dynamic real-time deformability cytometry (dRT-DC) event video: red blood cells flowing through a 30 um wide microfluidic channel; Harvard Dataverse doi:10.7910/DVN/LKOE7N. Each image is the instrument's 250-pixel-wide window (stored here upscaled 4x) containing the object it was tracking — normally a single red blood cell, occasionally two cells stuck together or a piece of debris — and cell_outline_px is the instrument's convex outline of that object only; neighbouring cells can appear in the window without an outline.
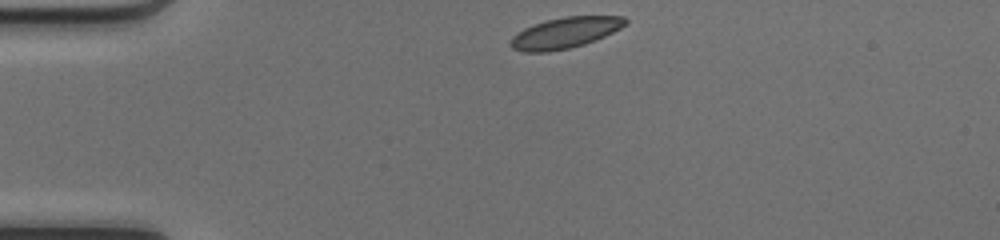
{"species": "common noctule bat (a hibernating species)", "species_latin": "Nyctalus noctula", "temperature_condition": "cold", "stored_images_in_passage": 40, "camera_frame_rate_fps": 3000, "um_per_image_px": 0.085, "animal": {"sex": "female", "body_mass_g": 17.0, "forearm_length_mm": 48.0}, "frame": {"image": 1, "passage_image": 1, "time_ms": 0.0, "image_size_px": [1000, 240], "cell_outline_px": [[628, 24], [596, 40], [584, 44], [568, 48], [548, 52], [524, 52], [512, 48], [508, 44], [512, 36], [524, 28], [532, 24], [564, 16], [624, 16], [628, 20]], "centroid_in_image_um": [48.02, 2.78], "position_along_channel_um": 37.0, "area_um2": 20.75}}
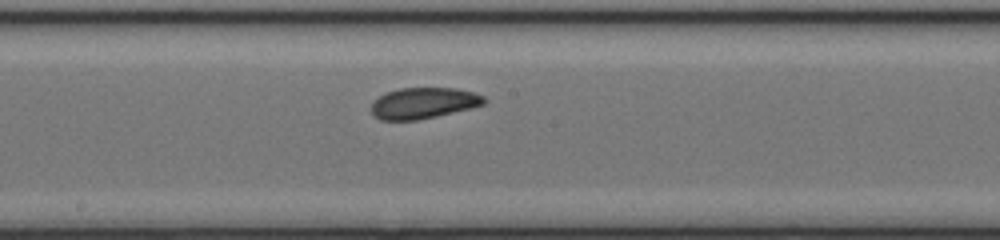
{"frame": {"image": 2, "passage_image": 17, "time_ms": 5.333, "image_size_px": [1000, 240], "cell_outline_px": [[488, 100], [484, 104], [472, 108], [436, 116], [416, 120], [380, 120], [372, 112], [372, 100], [388, 92], [400, 88], [456, 88], [476, 92], [484, 96]], "centroid_in_image_um": [36.04, 8.75], "position_along_channel_um": 212.2, "area_um2": 20.46}}
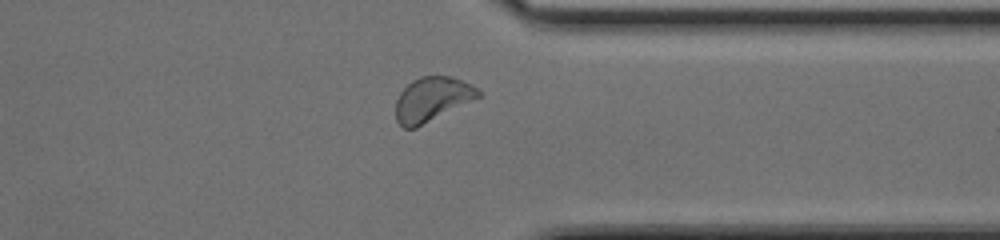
{"frame": {"image": 3, "passage_image": 29, "time_ms": 9.333, "image_size_px": [1000, 240], "cell_outline_px": [[480, 96], [416, 128], [404, 128], [396, 120], [396, 100], [400, 92], [412, 80], [420, 76], [452, 76], [472, 84], [480, 92]], "centroid_in_image_um": [36.7, 8.42], "position_along_channel_um": 374.7, "area_um2": 21.1}, "authors_computed_cell_mechanics": {"area_um2": 21.0103, "velocity_mm_per_s": 4.1242, "shape_relaxation_time_tau1_ms": 4.8345, "shape_relaxation_time_tau2_ms": 1.7393, "deformation_change_tau1": 0.1137, "deformation_change_tau2": 0.0718}}